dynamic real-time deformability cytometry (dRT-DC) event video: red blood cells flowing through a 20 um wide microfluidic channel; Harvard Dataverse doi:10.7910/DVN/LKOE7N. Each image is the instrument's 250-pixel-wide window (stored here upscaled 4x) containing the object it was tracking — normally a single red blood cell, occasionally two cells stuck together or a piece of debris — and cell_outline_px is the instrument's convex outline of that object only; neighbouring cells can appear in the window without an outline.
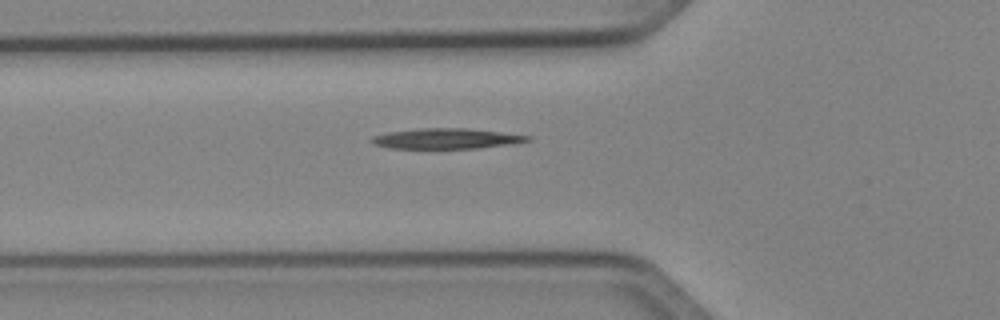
{"species": "Egyptian fruit bat (a non-hibernating species)", "species_latin": "Rousettus aegyptiacus", "temperature_condition": "cold", "stored_images_in_passage": 37, "camera_frame_rate_fps": 3000, "um_per_image_px": 0.085, "animal": {"sex": "female"}, "frame": {"image": 1, "passage_image": 10, "time_ms": 3.0, "image_size_px": [1000, 320], "cell_outline_px": [[532, 140], [508, 144], [476, 148], [388, 148], [372, 144], [368, 140], [372, 136], [388, 132], [420, 128], [468, 128], [532, 136]], "centroid_in_image_um": [37.88, 11.77], "position_along_channel_um": 87.9, "area_um2": 18.5}}
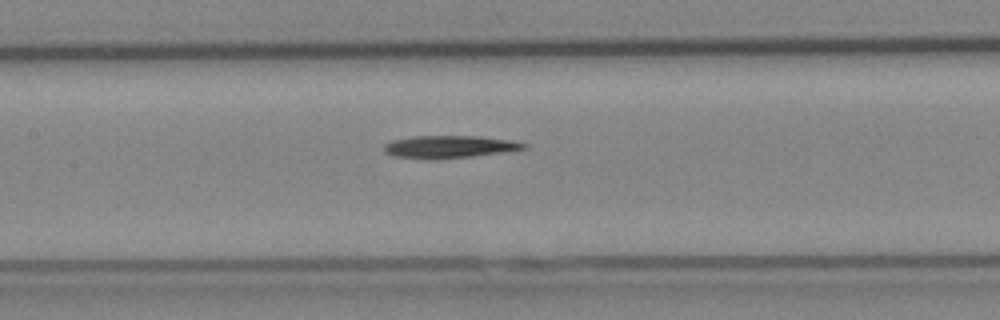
{"frame": {"image": 2, "passage_image": 16, "time_ms": 5.0, "image_size_px": [1000, 320], "cell_outline_px": [[528, 148], [504, 152], [472, 156], [436, 160], [428, 160], [392, 156], [384, 152], [384, 144], [392, 140], [412, 136], [480, 136], [512, 140], [528, 144]], "centroid_in_image_um": [38.17, 12.48], "position_along_channel_um": 169.2, "area_um2": 18.67}}
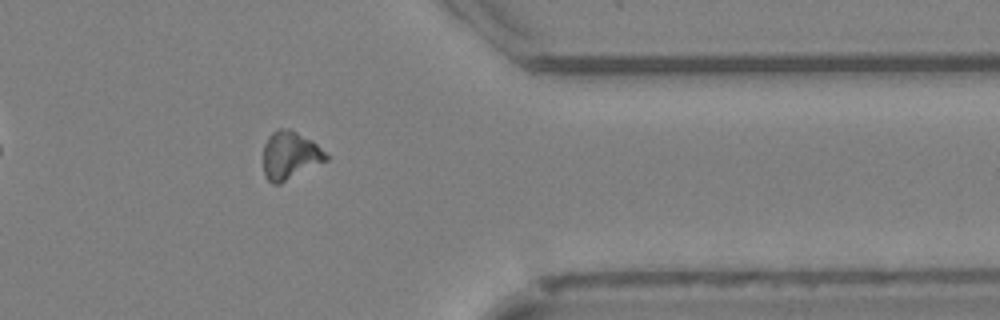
{"frame": {"image": 3, "passage_image": 33, "time_ms": 10.667, "image_size_px": [1000, 320], "cell_outline_px": [[328, 160], [280, 184], [272, 184], [264, 176], [264, 144], [268, 136], [272, 132], [280, 128], [288, 128], [312, 140], [328, 156]], "centroid_in_image_um": [24.63, 13.22], "position_along_channel_um": 386.8, "area_um2": 17.51}}